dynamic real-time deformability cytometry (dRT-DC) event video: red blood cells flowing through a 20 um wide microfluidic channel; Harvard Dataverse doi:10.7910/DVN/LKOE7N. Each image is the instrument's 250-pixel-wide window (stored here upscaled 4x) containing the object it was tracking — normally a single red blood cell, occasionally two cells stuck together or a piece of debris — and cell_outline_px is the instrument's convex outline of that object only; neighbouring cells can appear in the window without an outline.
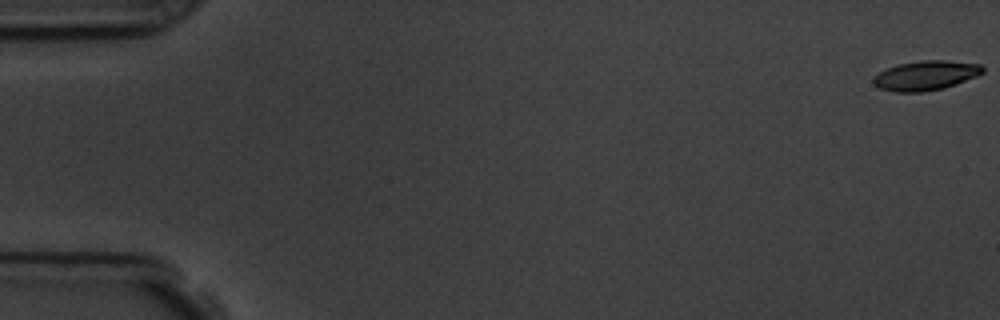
{"species": "common noctule bat (a hibernating species)", "species_latin": "Nyctalus noctula", "temperature_condition": "room temperature", "stored_images_in_passage": 57, "camera_frame_rate_fps": 3000, "um_per_image_px": 0.085, "animal": {"sex": "male", "body_mass_g": 19.5, "forearm_length_mm": 54.6}, "frame": {"image": 1, "passage_image": 1, "time_ms": 0.0, "image_size_px": [1000, 320], "cell_outline_px": [[984, 72], [976, 76], [956, 84], [944, 88], [924, 92], [892, 92], [880, 88], [872, 80], [880, 72], [896, 64], [920, 60], [944, 60], [980, 64], [984, 68]], "centroid_in_image_um": [78.7, 6.41], "position_along_channel_um": 6.3, "area_um2": 18.79}}
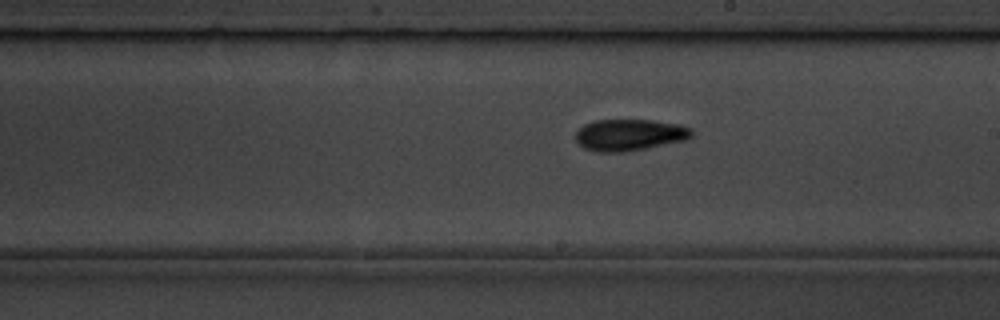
{"frame": {"image": 2, "passage_image": 33, "time_ms": 10.667, "image_size_px": [1000, 320], "cell_outline_px": [[692, 136], [688, 140], [648, 148], [620, 152], [596, 152], [584, 148], [576, 140], [576, 132], [584, 124], [592, 120], [652, 120], [680, 124], [692, 128]], "centroid_in_image_um": [53.54, 11.46], "position_along_channel_um": 235.5, "area_um2": 21.56}}
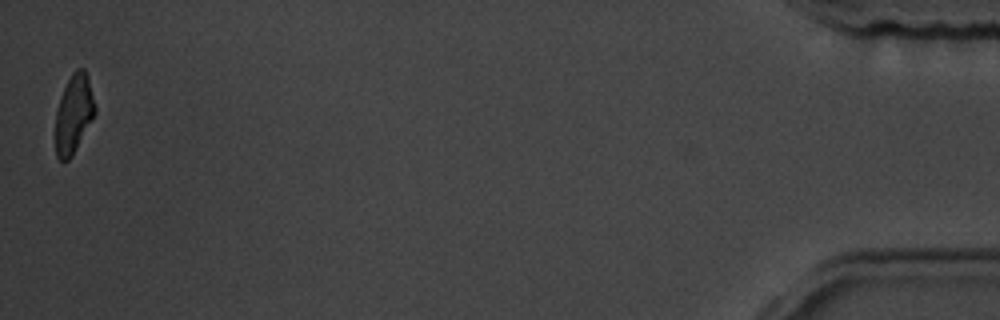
{"frame": {"image": 3, "passage_image": 57, "time_ms": 18.667, "image_size_px": [1000, 320], "cell_outline_px": [[96, 112], [92, 120], [72, 156], [64, 164], [56, 156], [56, 112], [60, 96], [72, 72], [76, 68], [84, 68], [88, 76], [96, 108]], "centroid_in_image_um": [6.27, 9.68], "position_along_channel_um": 428.9, "area_um2": 18.15}, "authors_computed_cell_mechanics": {"area_um2": 19.8254, "velocity_mm_per_s": 3.5987, "shape_relaxation_time_tau1_ms": 5.2769, "shape_relaxation_time_tau2_ms": 5.363, "deformation_change_tau1": 0.1572, "deformation_change_tau2": 0.1411}}